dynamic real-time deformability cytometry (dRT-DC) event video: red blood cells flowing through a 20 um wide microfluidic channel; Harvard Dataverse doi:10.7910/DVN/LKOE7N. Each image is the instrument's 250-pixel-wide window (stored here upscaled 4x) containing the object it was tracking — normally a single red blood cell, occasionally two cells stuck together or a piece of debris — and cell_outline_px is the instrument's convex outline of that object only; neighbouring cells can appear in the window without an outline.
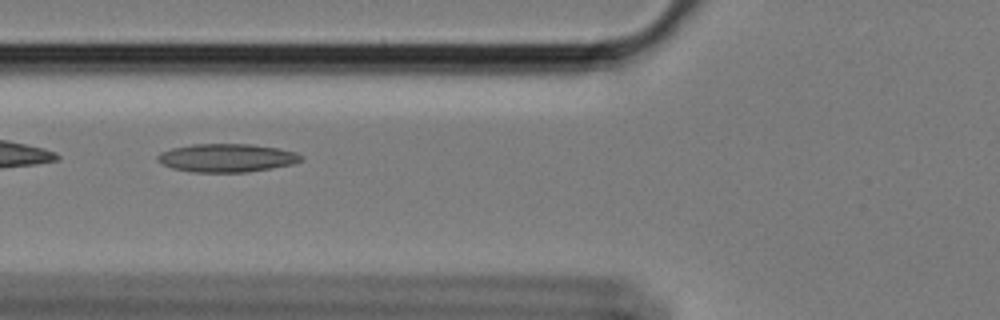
{"species": "Egyptian fruit bat (a non-hibernating species)", "species_latin": "Rousettus aegyptiacus", "temperature_condition": "cold", "stored_images_in_passage": 34, "camera_frame_rate_fps": 3000, "um_per_image_px": 0.085, "animal": {"sex": "female"}, "frame": {"image": 1, "passage_image": 4, "time_ms": 1.0, "image_size_px": [1000, 320], "cell_outline_px": [[304, 160], [292, 164], [272, 168], [248, 172], [192, 172], [172, 168], [156, 160], [156, 156], [160, 152], [172, 148], [192, 144], [252, 144], [280, 148], [296, 152], [304, 156]], "centroid_in_image_um": [19.31, 13.41], "position_along_channel_um": 106.5, "area_um2": 23.87}}
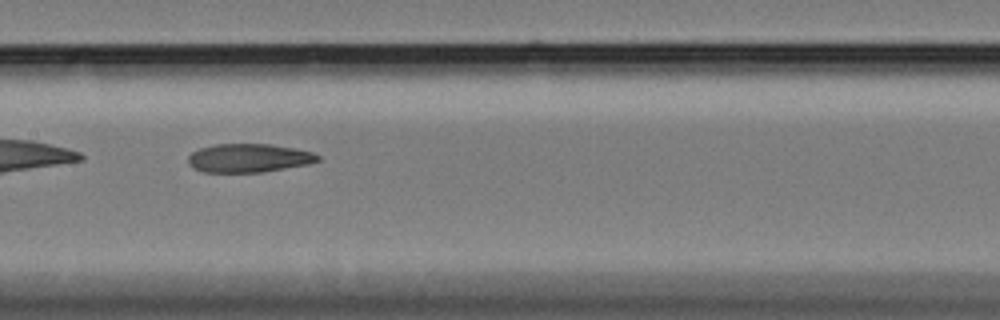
{"frame": {"image": 2, "passage_image": 11, "time_ms": 3.333, "image_size_px": [1000, 320], "cell_outline_px": [[320, 160], [308, 164], [260, 172], [204, 172], [188, 164], [188, 156], [192, 152], [200, 148], [216, 144], [272, 144], [312, 152], [320, 156]], "centroid_in_image_um": [21.13, 13.43], "position_along_channel_um": 186.3, "area_um2": 21.39}}
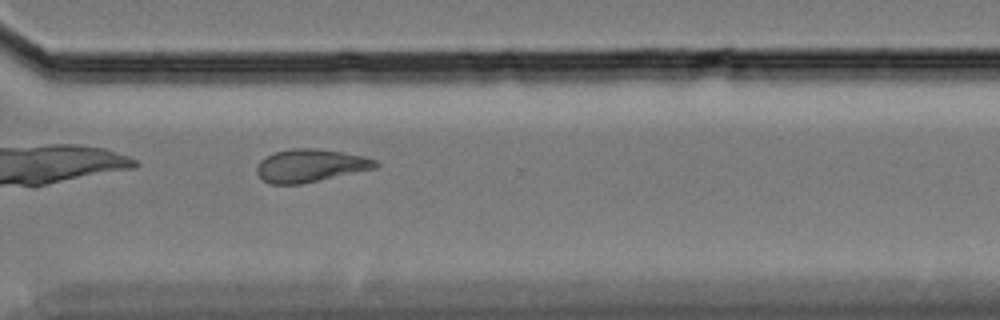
{"frame": {"image": 3, "passage_image": 25, "time_ms": 8.0, "image_size_px": [1000, 320], "cell_outline_px": [[380, 164], [376, 168], [300, 184], [272, 184], [264, 180], [256, 172], [256, 168], [260, 160], [272, 152], [288, 148], [312, 148], [344, 152], [364, 156], [376, 160]], "centroid_in_image_um": [26.37, 14.06], "position_along_channel_um": 344.2, "area_um2": 22.77}, "authors_computed_cell_mechanics": {"area_um2": 22.3397, "velocity_mm_per_s": 3.3926, "shape_relaxation_time_tau1_ms": null, "shape_relaxation_time_tau2_ms": 5.1737, "deformation_change_tau1": null, "deformation_change_tau2": 0.1345}}